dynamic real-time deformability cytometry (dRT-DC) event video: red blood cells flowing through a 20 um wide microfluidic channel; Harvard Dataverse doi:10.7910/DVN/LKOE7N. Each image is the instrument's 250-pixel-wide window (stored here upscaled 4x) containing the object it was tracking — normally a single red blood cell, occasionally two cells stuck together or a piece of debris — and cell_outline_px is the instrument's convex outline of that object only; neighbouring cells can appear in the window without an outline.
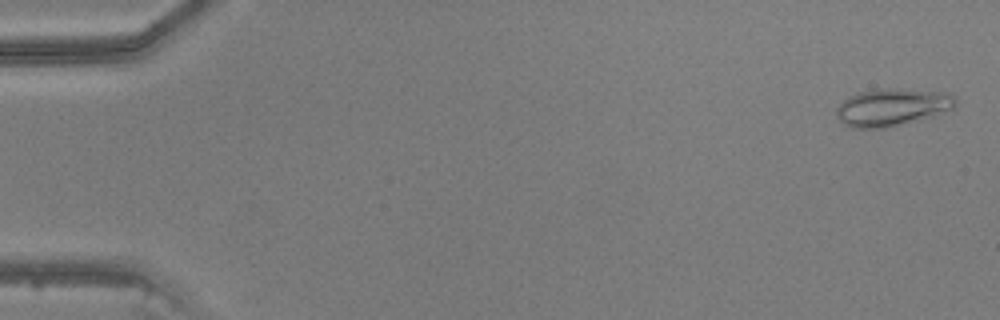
{"species": "common noctule bat (a hibernating species)", "species_latin": "Nyctalus noctula", "temperature_condition": "warm", "stored_images_in_passage": 48, "camera_frame_rate_fps": 3000, "um_per_image_px": 0.085, "animal": {"sex": "male", "body_mass_g": 20.5, "forearm_length_mm": 52.5}, "frame": {"image": 1, "passage_image": 2, "time_ms": 0.333, "image_size_px": [1000, 320], "cell_outline_px": [[956, 104], [952, 108], [932, 116], [888, 128], [852, 128], [844, 124], [836, 116], [836, 108], [848, 96], [856, 92], [884, 88], [900, 88], [940, 92], [952, 96], [956, 100]], "centroid_in_image_um": [75.76, 9.11], "position_along_channel_um": 9.2, "area_um2": 25.89}}
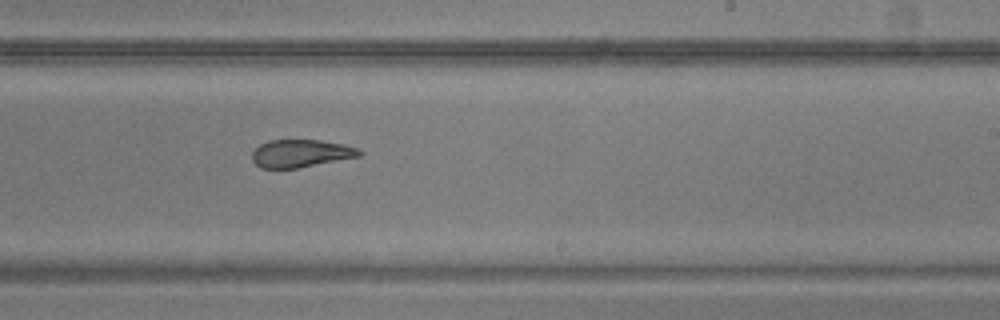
{"frame": {"image": 2, "passage_image": 30, "time_ms": 9.667, "image_size_px": [1000, 320], "cell_outline_px": [[364, 152], [360, 156], [296, 168], [260, 168], [252, 160], [252, 152], [260, 144], [268, 140], [320, 140], [344, 144], [356, 148]], "centroid_in_image_um": [25.55, 13.03], "position_along_channel_um": 263.4, "area_um2": 17.22}}
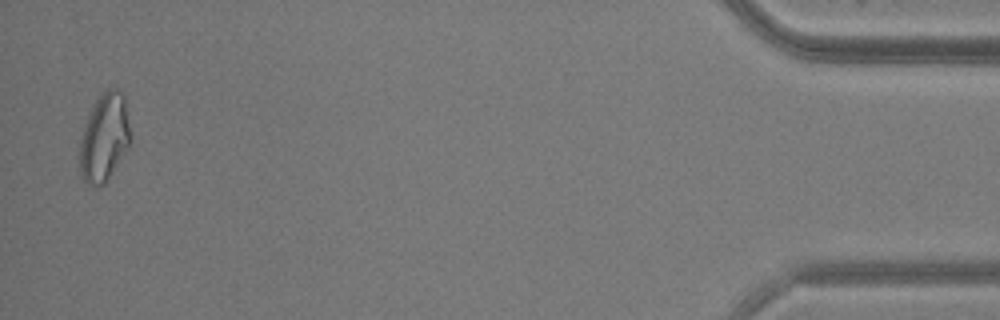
{"frame": {"image": 3, "passage_image": 47, "time_ms": 15.333, "image_size_px": [1000, 320], "cell_outline_px": [[132, 140], [128, 148], [104, 184], [96, 188], [88, 184], [84, 180], [80, 168], [80, 140], [84, 124], [96, 100], [104, 88], [116, 88], [124, 96], [132, 136]], "centroid_in_image_um": [8.89, 11.67], "position_along_channel_um": 426.3, "area_um2": 26.13}}